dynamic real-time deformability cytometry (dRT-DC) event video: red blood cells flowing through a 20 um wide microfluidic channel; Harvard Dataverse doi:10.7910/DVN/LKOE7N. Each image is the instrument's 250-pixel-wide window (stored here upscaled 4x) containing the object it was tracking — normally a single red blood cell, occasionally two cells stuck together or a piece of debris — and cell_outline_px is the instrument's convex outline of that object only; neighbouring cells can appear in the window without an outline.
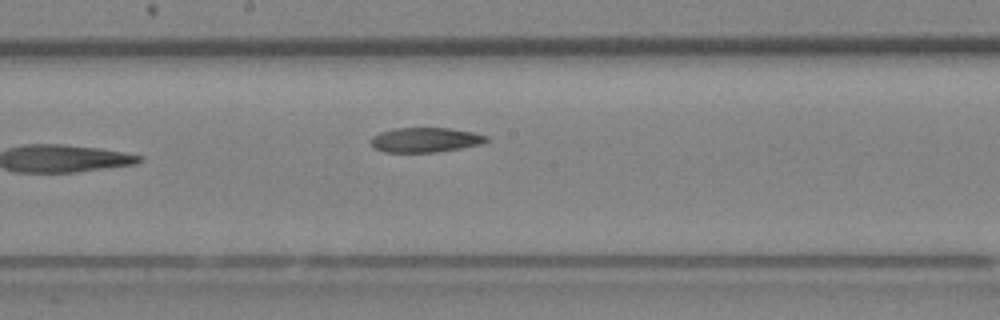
{"species": "Egyptian fruit bat (a non-hibernating species)", "species_latin": "Rousettus aegyptiacus", "temperature_condition": "room temperature", "stored_images_in_passage": 11, "camera_frame_rate_fps": 3000, "um_per_image_px": 0.085, "animal": {"sex": "female"}, "frame": {"image": 1, "passage_image": 11, "time_ms": 3.333, "image_size_px": [1000, 320], "cell_outline_px": [[488, 140], [484, 144], [436, 152], [384, 152], [376, 148], [372, 144], [372, 136], [380, 132], [396, 128], [448, 128], [472, 132], [488, 136]], "centroid_in_image_um": [36.18, 11.89], "position_along_channel_um": 212.0, "area_um2": 16.53}}